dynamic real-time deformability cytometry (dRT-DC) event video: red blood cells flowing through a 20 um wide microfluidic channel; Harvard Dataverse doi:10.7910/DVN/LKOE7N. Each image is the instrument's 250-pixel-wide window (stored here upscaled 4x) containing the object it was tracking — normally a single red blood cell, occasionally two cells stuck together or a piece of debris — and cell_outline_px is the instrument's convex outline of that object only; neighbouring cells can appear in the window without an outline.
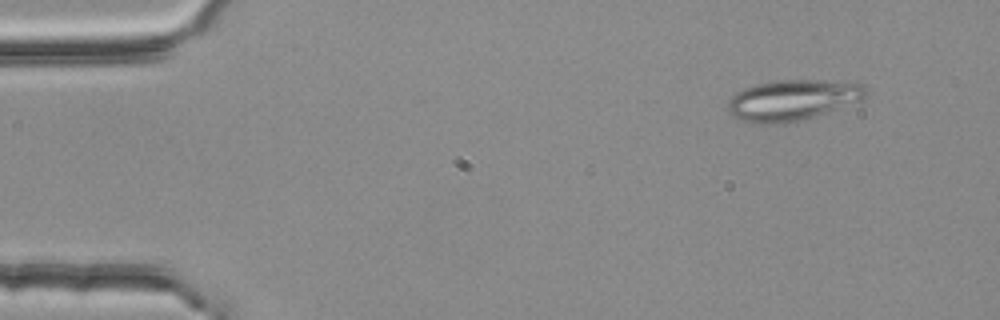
{"species": "common noctule bat (a hibernating species)", "species_latin": "Nyctalus noctula", "temperature_condition": "room temperature", "stored_images_in_passage": 3, "camera_frame_rate_fps": 3000, "um_per_image_px": 0.085, "animal": {"sex": "female", "body_mass_g": 25.1}, "frame": {"image": 1, "passage_image": 1, "time_ms": 0.0, "image_size_px": [1000, 320], "cell_outline_px": [[868, 96], [860, 100], [800, 120], [780, 124], [756, 124], [740, 120], [732, 116], [728, 112], [728, 104], [732, 96], [736, 92], [744, 88], [756, 84], [776, 80], [844, 80], [864, 84], [868, 92]], "centroid_in_image_um": [67.36, 8.49], "position_along_channel_um": 17.6, "area_um2": 32.89}}